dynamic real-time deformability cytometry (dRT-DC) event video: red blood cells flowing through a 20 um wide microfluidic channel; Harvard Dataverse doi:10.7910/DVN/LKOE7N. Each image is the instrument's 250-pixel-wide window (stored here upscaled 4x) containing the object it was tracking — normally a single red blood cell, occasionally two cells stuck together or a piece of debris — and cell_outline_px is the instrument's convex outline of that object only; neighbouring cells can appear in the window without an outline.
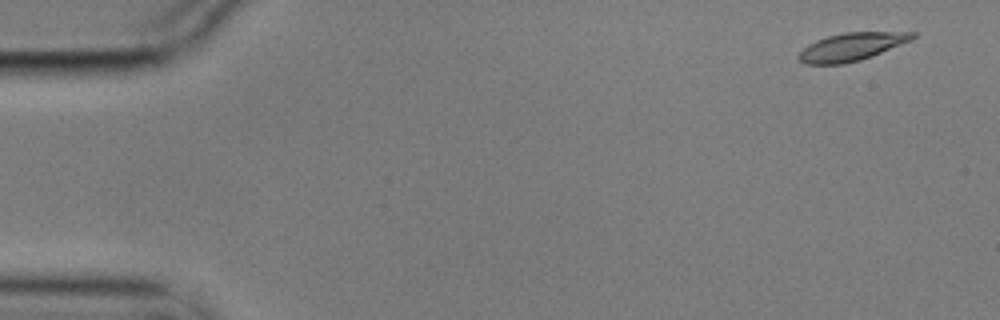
{"species": "common noctule bat (a hibernating species)", "species_latin": "Nyctalus noctula", "temperature_condition": "cold", "stored_images_in_passage": 6, "camera_frame_rate_fps": 3000, "um_per_image_px": 0.085, "animal": {"sex": "male", "body_mass_g": 17.9}, "frame": {"image": 1, "passage_image": 2, "time_ms": 0.333, "image_size_px": [1000, 320], "cell_outline_px": [[916, 36], [912, 40], [872, 56], [860, 60], [844, 64], [804, 64], [796, 56], [808, 44], [816, 40], [828, 36], [844, 32], [916, 32]], "centroid_in_image_um": [72.38, 3.98], "position_along_channel_um": 12.6, "area_um2": 18.5}}
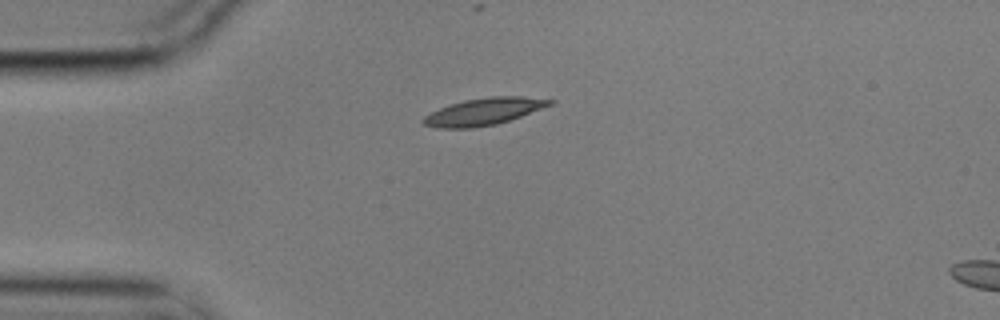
{"frame": {"image": 2, "passage_image": 5, "time_ms": 1.333, "image_size_px": [1000, 320], "cell_outline_px": [[556, 100], [552, 104], [520, 116], [496, 124], [472, 128], [440, 128], [424, 124], [420, 120], [424, 116], [448, 104], [464, 100], [488, 96], [520, 96]], "centroid_in_image_um": [41.09, 9.47], "position_along_channel_um": 43.9, "area_um2": 19.77}}